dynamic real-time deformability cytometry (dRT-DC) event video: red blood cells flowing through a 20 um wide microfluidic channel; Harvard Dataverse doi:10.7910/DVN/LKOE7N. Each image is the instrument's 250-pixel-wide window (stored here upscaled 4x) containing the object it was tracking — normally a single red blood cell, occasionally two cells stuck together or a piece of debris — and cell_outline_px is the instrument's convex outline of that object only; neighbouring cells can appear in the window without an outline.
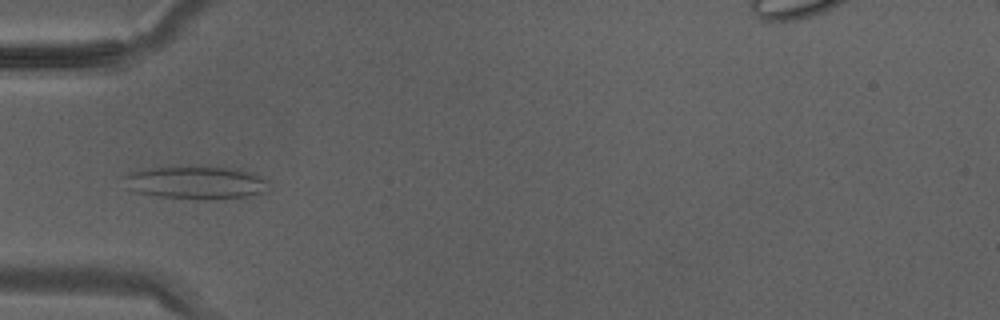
{"species": "Egyptian fruit bat (a non-hibernating species)", "species_latin": "Rousettus aegyptiacus", "temperature_condition": "warm", "stored_images_in_passage": 28, "camera_frame_rate_fps": 3000, "um_per_image_px": 0.085, "animal": {"sex": "male"}, "frame": {"image": 1, "passage_image": 5, "time_ms": 1.333, "image_size_px": [1000, 320], "cell_outline_px": [[268, 192], [248, 196], [208, 200], [160, 196], [132, 192], [124, 188], [120, 176], [128, 172], [152, 168], [236, 168], [252, 172], [268, 180]], "centroid_in_image_um": [16.61, 15.54], "position_along_channel_um": 68.4, "area_um2": 27.92}}
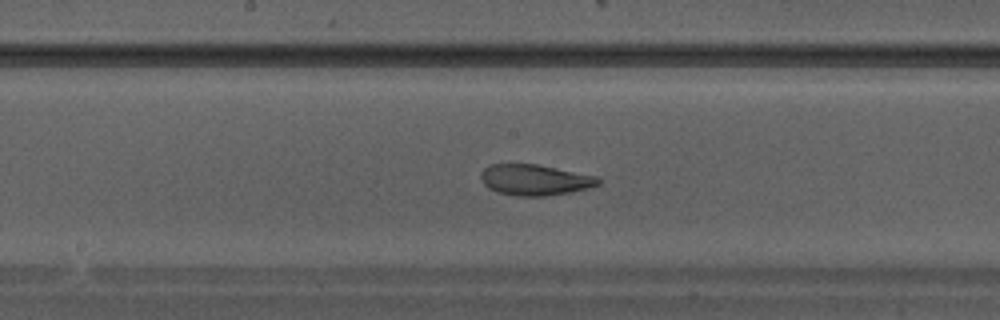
{"frame": {"image": 2, "passage_image": 12, "time_ms": 3.667, "image_size_px": [1000, 320], "cell_outline_px": [[600, 184], [592, 188], [544, 196], [516, 196], [496, 192], [488, 188], [484, 184], [480, 176], [480, 172], [484, 168], [492, 164], [540, 164], [596, 176], [600, 180]], "centroid_in_image_um": [45.46, 15.29], "position_along_channel_um": 202.7, "area_um2": 21.27}}
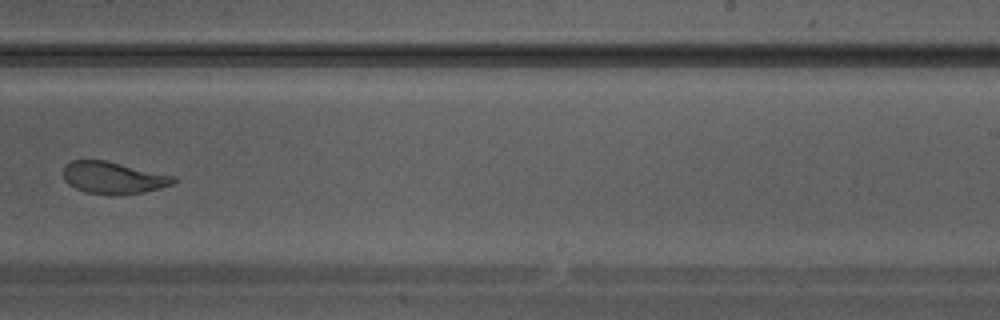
{"frame": {"image": 3, "passage_image": 16, "time_ms": 5.0, "image_size_px": [1000, 320], "cell_outline_px": [[176, 184], [144, 192], [116, 196], [108, 196], [84, 192], [68, 184], [64, 180], [64, 164], [72, 160], [104, 160], [176, 176]], "centroid_in_image_um": [9.64, 15.13], "position_along_channel_um": 279.4, "area_um2": 20.92}}